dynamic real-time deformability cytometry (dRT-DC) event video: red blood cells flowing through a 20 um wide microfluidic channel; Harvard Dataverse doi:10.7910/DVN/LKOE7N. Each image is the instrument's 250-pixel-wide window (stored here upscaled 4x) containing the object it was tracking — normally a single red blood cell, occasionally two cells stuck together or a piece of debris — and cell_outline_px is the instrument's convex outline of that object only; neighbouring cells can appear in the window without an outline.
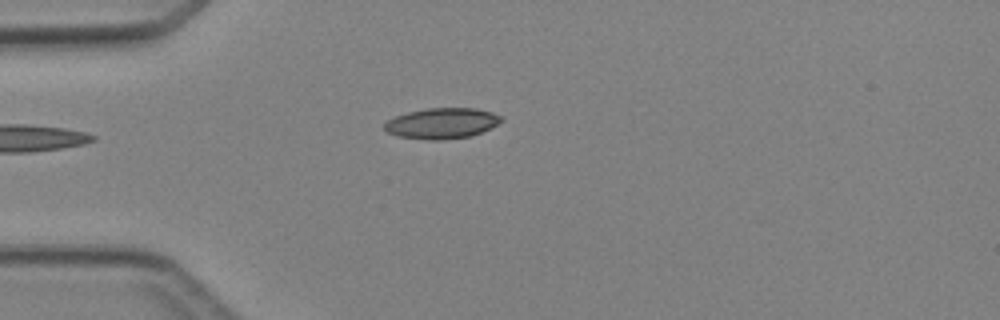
{"species": "Egyptian fruit bat (a non-hibernating species)", "species_latin": "Rousettus aegyptiacus", "temperature_condition": "cold", "stored_images_in_passage": 4, "camera_frame_rate_fps": 3000, "um_per_image_px": 0.085, "animal": {"sex": "female"}, "frame": {"image": 1, "passage_image": 4, "time_ms": 3.333, "image_size_px": [1000, 320], "cell_outline_px": [[504, 120], [472, 136], [440, 140], [428, 140], [396, 136], [388, 132], [384, 128], [384, 124], [388, 120], [396, 116], [408, 112], [428, 108], [476, 108], [492, 112], [500, 116]], "centroid_in_image_um": [37.54, 10.48], "position_along_channel_um": 47.5, "area_um2": 20.75}}